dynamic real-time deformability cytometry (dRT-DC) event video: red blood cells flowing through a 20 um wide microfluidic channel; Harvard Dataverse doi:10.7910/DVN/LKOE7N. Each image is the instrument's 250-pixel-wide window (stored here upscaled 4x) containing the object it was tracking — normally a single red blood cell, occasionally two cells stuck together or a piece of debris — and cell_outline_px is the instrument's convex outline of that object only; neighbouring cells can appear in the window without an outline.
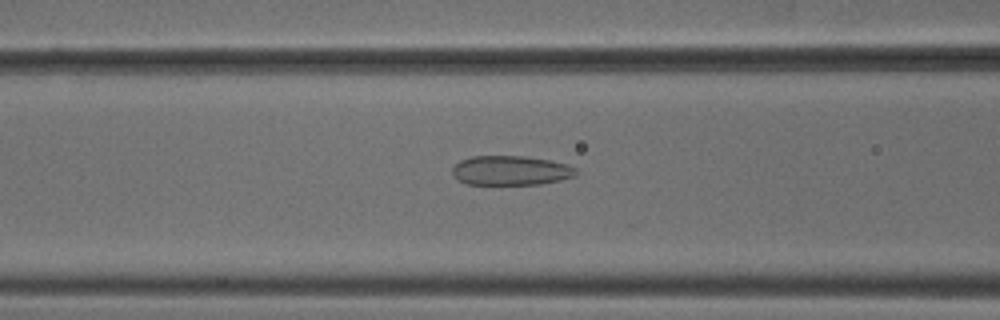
{"species": "common noctule bat (a hibernating species)", "species_latin": "Nyctalus noctula", "temperature_condition": "cold", "stored_images_in_passage": 53, "camera_frame_rate_fps": 3000, "um_per_image_px": 0.085, "animal": {"sex": "male", "body_mass_g": 18.8}, "frame": {"image": 1, "passage_image": 22, "time_ms": 7.0, "image_size_px": [1000, 320], "cell_outline_px": [[576, 176], [560, 180], [540, 184], [468, 184], [456, 180], [452, 176], [452, 168], [460, 160], [472, 156], [524, 156], [548, 160], [568, 164], [576, 168]], "centroid_in_image_um": [43.39, 14.49], "position_along_channel_um": 123.2, "area_um2": 21.33}}
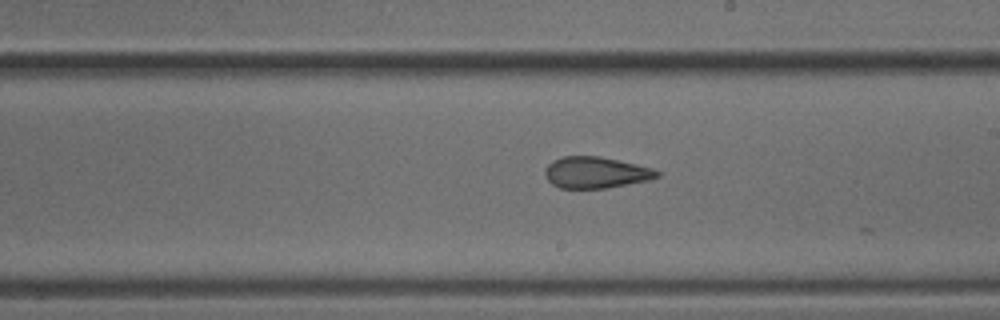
{"frame": {"image": 2, "passage_image": 31, "time_ms": 10.0, "image_size_px": [1000, 320], "cell_outline_px": [[660, 176], [648, 180], [608, 188], [560, 188], [552, 184], [544, 176], [544, 168], [552, 160], [564, 156], [600, 156], [636, 164], [652, 168], [660, 172]], "centroid_in_image_um": [50.61, 14.66], "position_along_channel_um": 238.4, "area_um2": 20.58}}
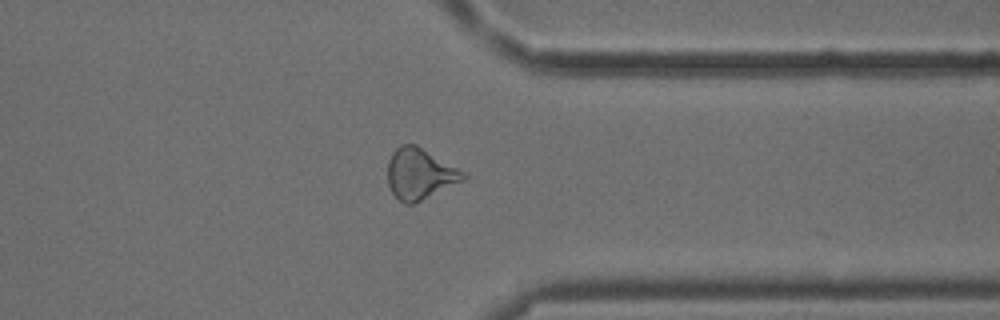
{"frame": {"image": 3, "passage_image": 42, "time_ms": 13.667, "image_size_px": [1000, 320], "cell_outline_px": [[468, 176], [464, 180], [412, 204], [404, 204], [392, 192], [388, 184], [388, 160], [392, 152], [400, 144], [416, 144], [464, 172]], "centroid_in_image_um": [35.66, 14.76], "position_along_channel_um": 375.7, "area_um2": 22.14}, "authors_computed_cell_mechanics": {"area_um2": 22.4842, "velocity_mm_per_s": 3.8284, "shape_relaxation_time_tau1_ms": null, "shape_relaxation_time_tau2_ms": 2.0048, "deformation_change_tau1": null, "deformation_change_tau2": 0.112}}